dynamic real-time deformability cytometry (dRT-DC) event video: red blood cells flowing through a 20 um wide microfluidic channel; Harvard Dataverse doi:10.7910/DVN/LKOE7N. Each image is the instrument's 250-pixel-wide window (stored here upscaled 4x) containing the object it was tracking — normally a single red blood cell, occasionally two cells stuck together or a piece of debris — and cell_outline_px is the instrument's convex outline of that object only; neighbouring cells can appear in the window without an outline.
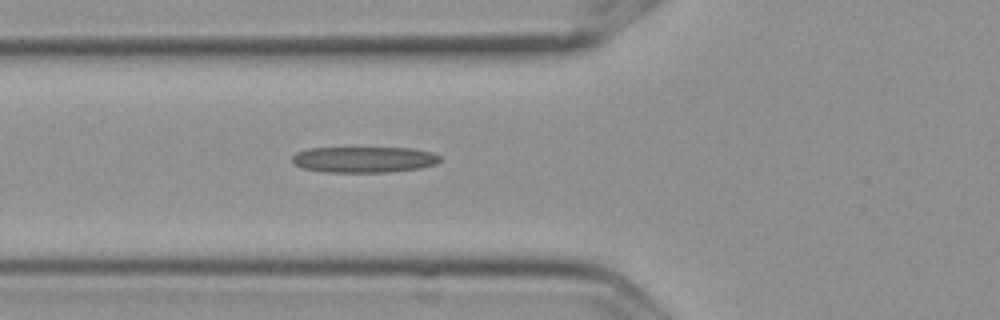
{"species": "Egyptian fruit bat (a non-hibernating species)", "species_latin": "Rousettus aegyptiacus", "temperature_condition": "cold", "stored_images_in_passage": 3, "camera_frame_rate_fps": 3000, "um_per_image_px": 0.085, "frame": {"image": 1, "passage_image": 3, "time_ms": 0.667, "image_size_px": [1000, 320], "cell_outline_px": [[440, 160], [436, 164], [420, 168], [388, 172], [324, 172], [304, 168], [296, 164], [292, 160], [292, 156], [296, 152], [308, 148], [412, 148], [432, 152], [440, 156]], "centroid_in_image_um": [30.95, 13.56], "position_along_channel_um": 94.9, "area_um2": 22.31}}